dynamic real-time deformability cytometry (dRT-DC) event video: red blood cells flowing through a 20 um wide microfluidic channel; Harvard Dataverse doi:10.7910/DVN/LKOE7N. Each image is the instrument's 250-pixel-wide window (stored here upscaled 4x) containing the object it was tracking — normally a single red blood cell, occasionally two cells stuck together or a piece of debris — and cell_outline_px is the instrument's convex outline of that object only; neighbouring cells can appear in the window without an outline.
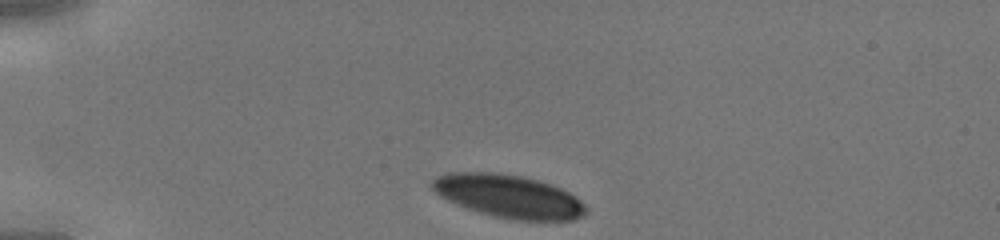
{"species": "human", "species_latin": "Homo sapiens", "temperature_condition": "cold", "stored_images_in_passage": 29, "camera_frame_rate_fps": 3000, "um_per_image_px": 0.085, "donor": {"sex": "male"}, "frame": {"image": 1, "passage_image": 1, "time_ms": 0.0, "image_size_px": [1000, 240], "cell_outline_px": [[588, 212], [584, 216], [572, 220], [516, 220], [496, 216], [480, 212], [456, 204], [440, 196], [428, 184], [436, 176], [448, 172], [492, 172], [520, 176], [536, 180], [560, 188], [576, 196], [588, 208]], "centroid_in_image_um": [43.23, 16.68], "position_along_channel_um": 41.8, "area_um2": 38.44}}
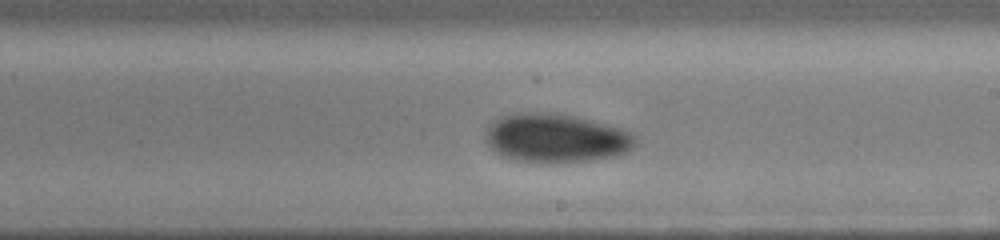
{"frame": {"image": 2, "passage_image": 17, "time_ms": 5.333, "image_size_px": [1000, 240], "cell_outline_px": [[636, 144], [632, 148], [616, 156], [588, 160], [556, 164], [544, 164], [516, 160], [500, 156], [488, 144], [488, 128], [500, 116], [516, 112], [540, 112], [572, 116], [620, 128], [636, 136]], "centroid_in_image_um": [47.25, 11.77], "position_along_channel_um": 241.8, "area_um2": 42.37}}
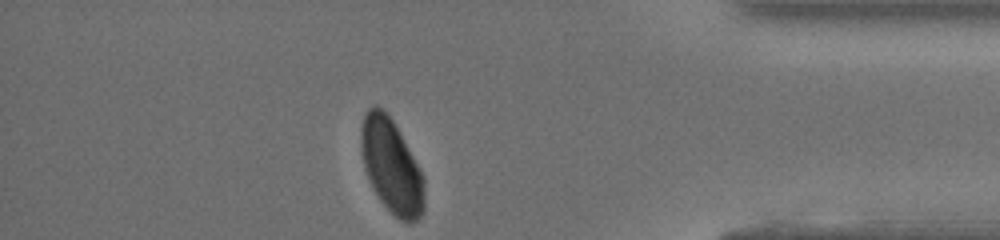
{"frame": {"image": 3, "passage_image": 29, "time_ms": 9.333, "image_size_px": [1000, 240], "cell_outline_px": [[424, 212], [416, 220], [408, 224], [400, 220], [380, 200], [364, 168], [360, 144], [360, 128], [364, 112], [372, 104], [376, 104], [392, 120], [424, 176]], "centroid_in_image_um": [33.26, 14.11], "position_along_channel_um": 401.9, "area_um2": 34.39}}